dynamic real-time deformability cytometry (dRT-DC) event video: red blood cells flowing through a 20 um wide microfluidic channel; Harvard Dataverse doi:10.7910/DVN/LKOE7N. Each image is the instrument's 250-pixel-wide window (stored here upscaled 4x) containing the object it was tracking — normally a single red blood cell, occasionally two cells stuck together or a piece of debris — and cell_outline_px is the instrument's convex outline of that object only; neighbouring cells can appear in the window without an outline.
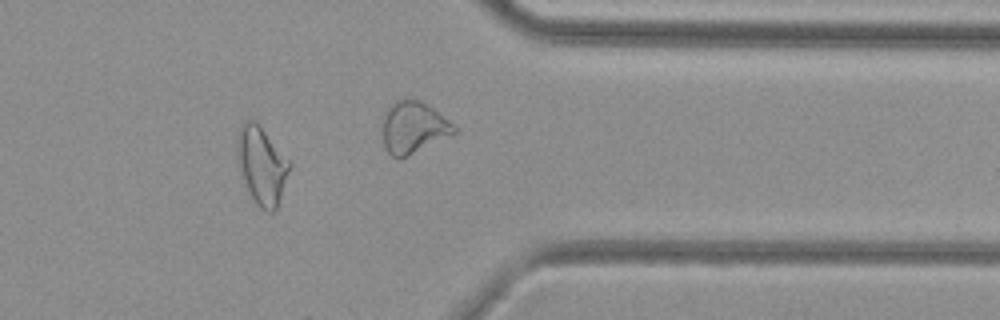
{"species": "common noctule bat (a hibernating species)", "species_latin": "Nyctalus noctula", "temperature_condition": "cold", "stored_images_in_passage": 36, "camera_frame_rate_fps": 3000, "um_per_image_px": 0.085, "animal": {"sex": "female", "body_mass_g": 29.2, "forearm_length_mm": 56.3}, "frame": {"image": 1, "passage_image": 28, "time_ms": 9.0, "image_size_px": [1000, 320], "cell_outline_px": [[292, 164], [276, 212], [268, 212], [260, 208], [256, 204], [244, 180], [236, 156], [236, 140], [240, 128], [244, 120], [252, 120], [264, 132]], "centroid_in_image_um": [22.25, 14.11], "position_along_channel_um": 389.2, "area_um2": 23.18}}